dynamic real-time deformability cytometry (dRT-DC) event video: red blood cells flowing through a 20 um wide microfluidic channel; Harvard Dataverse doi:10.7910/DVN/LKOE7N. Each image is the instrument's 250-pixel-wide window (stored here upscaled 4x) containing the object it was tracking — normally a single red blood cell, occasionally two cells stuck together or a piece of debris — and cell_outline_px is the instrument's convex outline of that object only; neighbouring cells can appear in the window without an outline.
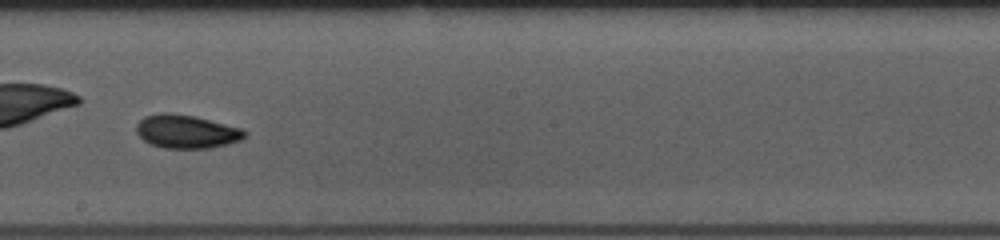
{"species": "common noctule bat (a hibernating species)", "species_latin": "Nyctalus noctula", "temperature_condition": "room temperature", "stored_images_in_passage": 52, "camera_frame_rate_fps": 3000, "um_per_image_px": 0.085, "animal": {"sex": "female", "body_mass_g": 10.0, "forearm_length_mm": 53.1}, "frame": {"image": 1, "passage_image": 30, "time_ms": 9.667, "image_size_px": [1000, 240], "cell_outline_px": [[244, 136], [240, 140], [228, 144], [208, 148], [164, 148], [148, 144], [136, 132], [136, 124], [144, 116], [160, 112], [168, 112], [196, 116], [240, 128], [244, 132]], "centroid_in_image_um": [15.78, 11.17], "position_along_channel_um": 232.4, "area_um2": 21.1}, "authors_computed_cell_mechanics": {"area_um2": 19.8832, "velocity_mm_per_s": 3.8137, "shape_relaxation_time_tau1_ms": 4.0704, "shape_relaxation_time_tau2_ms": 3.362, "deformation_change_tau1": 0.1119, "deformation_change_tau2": 0.0757}}